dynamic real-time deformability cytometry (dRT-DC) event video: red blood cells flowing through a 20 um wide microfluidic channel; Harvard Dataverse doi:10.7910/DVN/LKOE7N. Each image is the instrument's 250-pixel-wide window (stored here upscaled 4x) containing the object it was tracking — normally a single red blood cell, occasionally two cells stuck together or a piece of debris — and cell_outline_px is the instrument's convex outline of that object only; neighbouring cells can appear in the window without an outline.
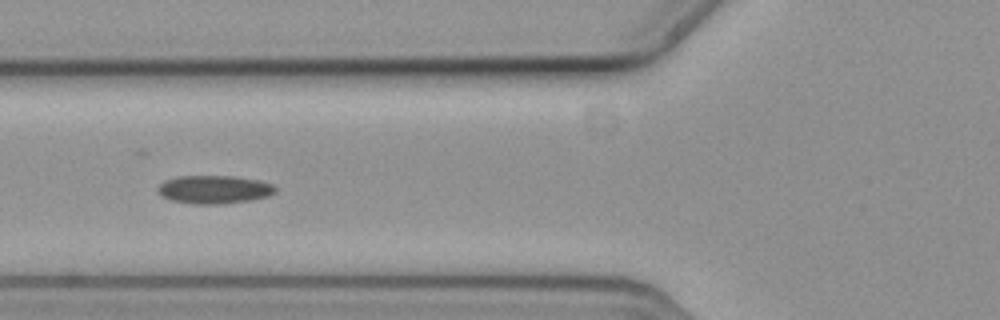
{"species": "common noctule bat (a hibernating species)", "species_latin": "Nyctalus noctula", "temperature_condition": "cold", "stored_images_in_passage": 14, "camera_frame_rate_fps": 3000, "um_per_image_px": 0.085, "animal": {"sex": "female", "body_mass_g": 19.3, "forearm_length_mm": 54.1}, "frame": {"image": 1, "passage_image": 5, "time_ms": 1.333, "image_size_px": [1000, 320], "cell_outline_px": [[276, 192], [268, 196], [252, 200], [216, 204], [192, 204], [172, 200], [160, 196], [156, 192], [156, 188], [164, 180], [176, 176], [236, 176], [260, 180], [272, 184], [276, 188]], "centroid_in_image_um": [18.17, 16.1], "position_along_channel_um": 107.6, "area_um2": 19.59}}
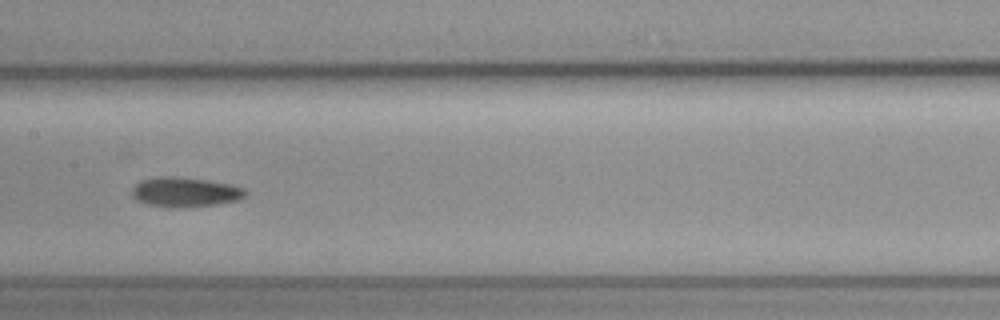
{"frame": {"image": 2, "passage_image": 7, "time_ms": 2.0, "image_size_px": [1000, 320], "cell_outline_px": [[248, 196], [236, 200], [216, 204], [176, 208], [168, 208], [148, 204], [136, 200], [132, 196], [132, 188], [140, 180], [156, 176], [180, 176], [208, 180], [232, 184], [244, 188], [248, 192]], "centroid_in_image_um": [15.73, 16.31], "position_along_channel_um": 191.7, "area_um2": 20.0}}
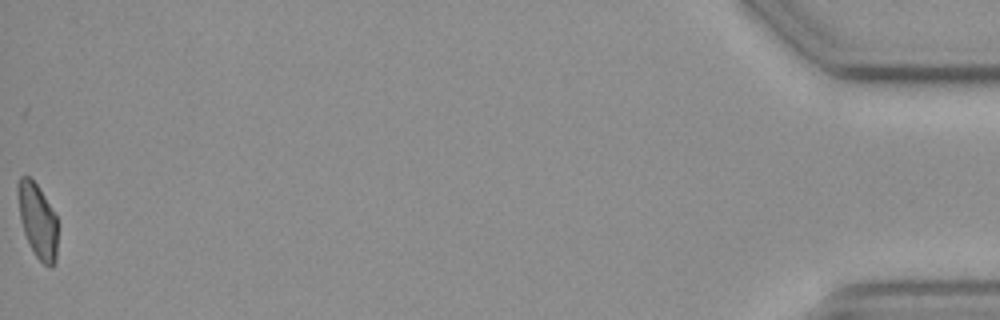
{"frame": {"image": 3, "passage_image": 14, "time_ms": 4.333, "image_size_px": [1000, 320], "cell_outline_px": [[56, 260], [52, 268], [48, 268], [36, 256], [24, 232], [20, 220], [16, 192], [16, 184], [20, 176], [28, 176], [36, 184], [44, 196], [56, 216]], "centroid_in_image_um": [3.16, 18.74], "position_along_channel_um": 432.0, "area_um2": 17.11}}